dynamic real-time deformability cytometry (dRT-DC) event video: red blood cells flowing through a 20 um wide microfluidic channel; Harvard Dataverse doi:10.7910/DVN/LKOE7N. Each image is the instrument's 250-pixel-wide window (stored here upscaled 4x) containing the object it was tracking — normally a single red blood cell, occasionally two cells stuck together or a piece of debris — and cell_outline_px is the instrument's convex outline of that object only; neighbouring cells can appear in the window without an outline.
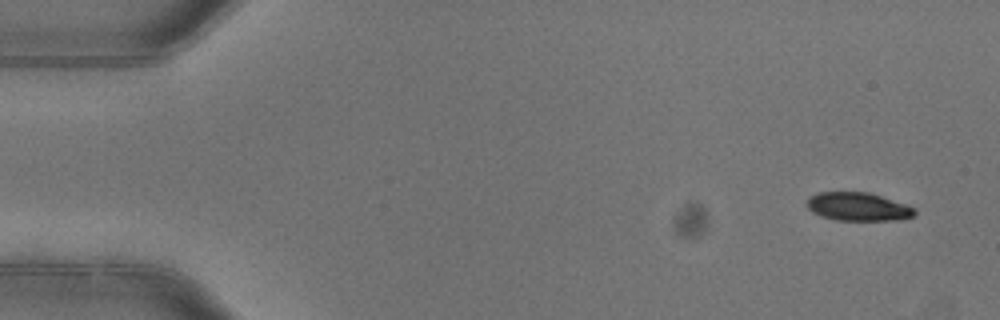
{"species": "common noctule bat (a hibernating species)", "species_latin": "Nyctalus noctula", "temperature_condition": "warm", "stored_images_in_passage": 5, "segment_of_instrument_passage": [2, 2], "camera_frame_rate_fps": 3000, "um_per_image_px": 0.085, "animal": {"sex": "female"}, "frame": {"image": 1, "passage_image": 5, "time_ms": 1.333, "image_size_px": [1000, 320], "cell_outline_px": [[916, 212], [912, 216], [896, 220], [836, 220], [820, 216], [812, 212], [808, 208], [808, 200], [816, 192], [868, 192], [916, 208]], "centroid_in_image_um": [72.92, 17.57], "position_along_channel_um": 12.1, "area_um2": 17.57}}